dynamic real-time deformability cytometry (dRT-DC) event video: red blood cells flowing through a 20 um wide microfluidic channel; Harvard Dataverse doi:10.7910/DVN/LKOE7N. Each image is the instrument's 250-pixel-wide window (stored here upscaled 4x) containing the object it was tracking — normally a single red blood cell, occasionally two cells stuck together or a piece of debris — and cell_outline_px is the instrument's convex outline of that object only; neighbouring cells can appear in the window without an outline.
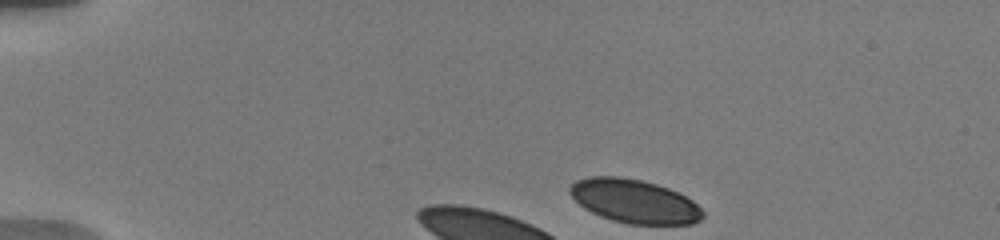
{"species": "human", "species_latin": "Homo sapiens", "temperature_condition": "warm", "stored_images_in_passage": 7, "camera_frame_rate_fps": 3000, "um_per_image_px": 0.085, "donor": {"sex": "male"}, "frame": {"image": 1, "passage_image": 1, "time_ms": 0.0, "image_size_px": [1000, 240], "cell_outline_px": [[704, 216], [700, 220], [692, 224], [628, 224], [612, 220], [600, 216], [584, 208], [568, 192], [568, 188], [576, 180], [588, 176], [620, 176], [640, 180], [656, 184], [668, 188], [692, 200], [704, 212]], "centroid_in_image_um": [53.9, 17.1], "position_along_channel_um": 31.1, "area_um2": 33.76}}
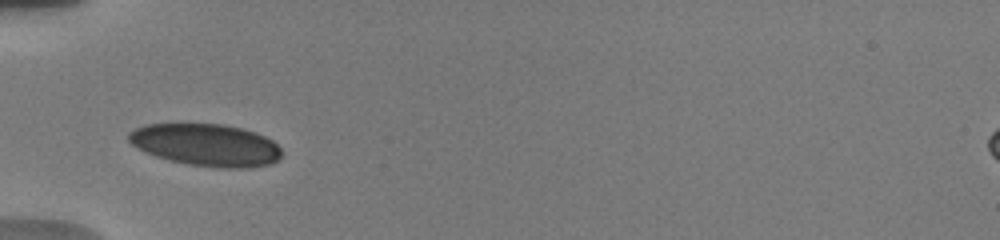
{"frame": {"image": 2, "passage_image": 6, "time_ms": 3.0, "image_size_px": [1000, 240], "cell_outline_px": [[280, 156], [272, 164], [244, 168], [224, 168], [188, 164], [156, 156], [132, 144], [128, 140], [128, 132], [144, 124], [224, 124], [244, 128], [256, 132], [272, 140], [280, 148]], "centroid_in_image_um": [17.54, 12.31], "position_along_channel_um": 67.5, "area_um2": 37.4}}